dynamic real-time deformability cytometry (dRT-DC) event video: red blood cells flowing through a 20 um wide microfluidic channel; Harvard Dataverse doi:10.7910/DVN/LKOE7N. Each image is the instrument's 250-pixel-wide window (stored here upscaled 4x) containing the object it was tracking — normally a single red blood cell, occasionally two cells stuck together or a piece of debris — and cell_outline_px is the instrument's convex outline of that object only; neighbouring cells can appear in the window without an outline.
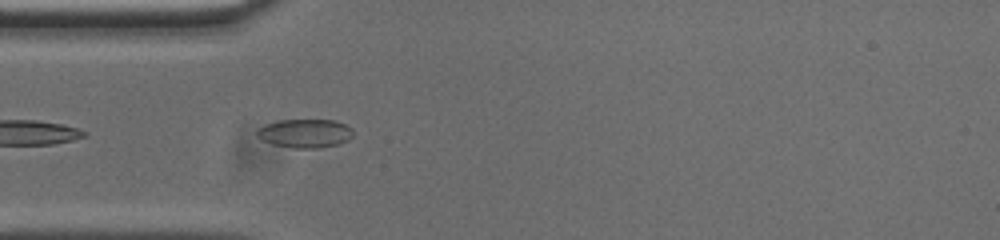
{"species": "common noctule bat (a hibernating species)", "species_latin": "Nyctalus noctula", "temperature_condition": "cold", "stored_images_in_passage": 42, "camera_frame_rate_fps": 3000, "um_per_image_px": 0.085, "animal": {"sex": "male", "body_mass_g": 20.0, "forearm_length_mm": 53.3}, "frame": {"image": 1, "passage_image": 3, "time_ms": 0.667, "image_size_px": [1000, 240], "cell_outline_px": [[352, 136], [348, 140], [340, 144], [316, 148], [296, 148], [272, 144], [256, 136], [256, 128], [264, 124], [280, 120], [336, 120], [352, 128]], "centroid_in_image_um": [25.91, 11.33], "position_along_channel_um": 59.1, "area_um2": 16.13}}
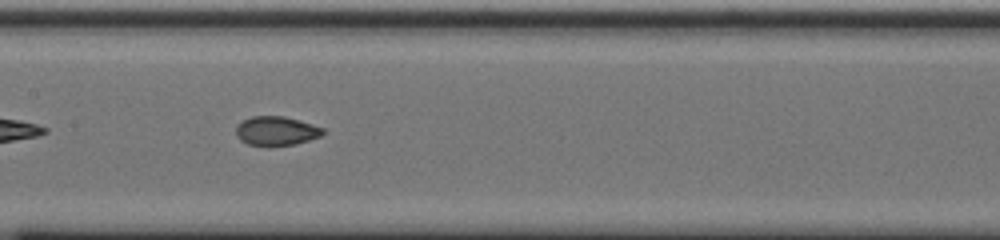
{"frame": {"image": 2, "passage_image": 13, "time_ms": 4.0, "image_size_px": [1000, 240], "cell_outline_px": [[324, 132], [320, 136], [296, 144], [268, 148], [248, 144], [240, 140], [236, 136], [236, 124], [252, 116], [284, 116], [312, 124], [324, 128]], "centroid_in_image_um": [23.45, 11.16], "position_along_channel_um": 184.0, "area_um2": 15.09}}
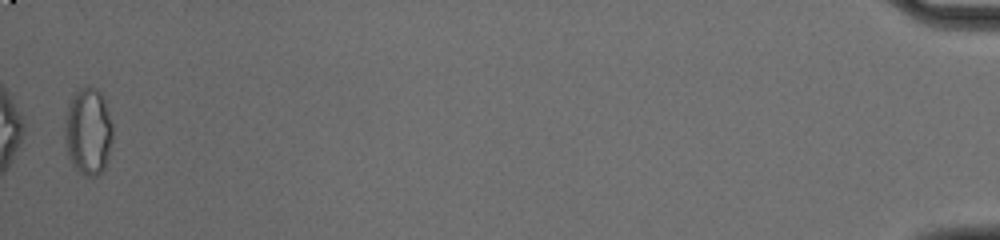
{"frame": {"image": 3, "passage_image": 41, "time_ms": 13.333, "image_size_px": [1000, 240], "cell_outline_px": [[112, 140], [108, 160], [104, 168], [96, 176], [88, 176], [80, 172], [76, 168], [68, 156], [64, 136], [64, 120], [68, 104], [72, 92], [88, 84], [96, 88], [104, 96], [112, 124]], "centroid_in_image_um": [7.49, 11.1], "position_along_channel_um": 427.7, "area_um2": 24.85}, "authors_computed_cell_mechanics": {"area_um2": 15.4615, "velocity_mm_per_s": 3.7401, "shape_relaxation_time_tau1_ms": null, "shape_relaxation_time_tau2_ms": 1.4657, "deformation_change_tau1": null, "deformation_change_tau2": 0.0566}}